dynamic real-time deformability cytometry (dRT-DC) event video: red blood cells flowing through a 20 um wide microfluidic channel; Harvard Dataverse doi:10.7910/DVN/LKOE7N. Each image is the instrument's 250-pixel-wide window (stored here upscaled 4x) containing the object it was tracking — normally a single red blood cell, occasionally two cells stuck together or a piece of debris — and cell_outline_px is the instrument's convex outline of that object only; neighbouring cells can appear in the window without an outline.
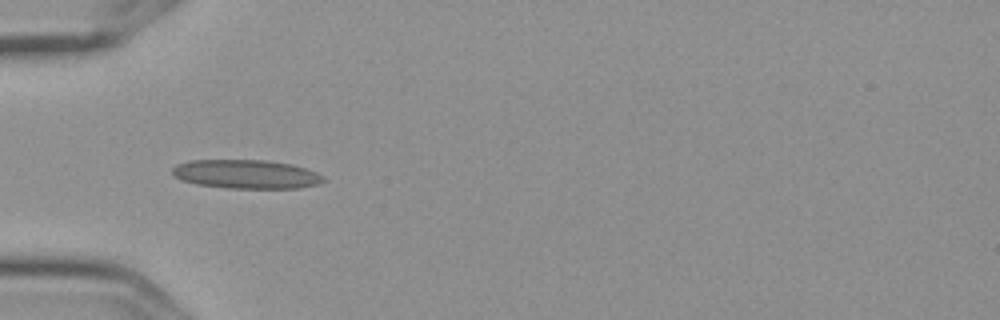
{"species": "Egyptian fruit bat (a non-hibernating species)", "species_latin": "Rousettus aegyptiacus", "temperature_condition": "cold", "stored_images_in_passage": 5, "camera_frame_rate_fps": 3000, "um_per_image_px": 0.085, "frame": {"image": 1, "passage_image": 4, "time_ms": 1.0, "image_size_px": [1000, 320], "cell_outline_px": [[324, 180], [316, 184], [300, 188], [228, 188], [196, 184], [180, 180], [172, 176], [172, 168], [176, 164], [188, 160], [264, 160], [292, 164], [316, 172], [324, 176]], "centroid_in_image_um": [20.86, 14.8], "position_along_channel_um": 64.1, "area_um2": 25.49}}
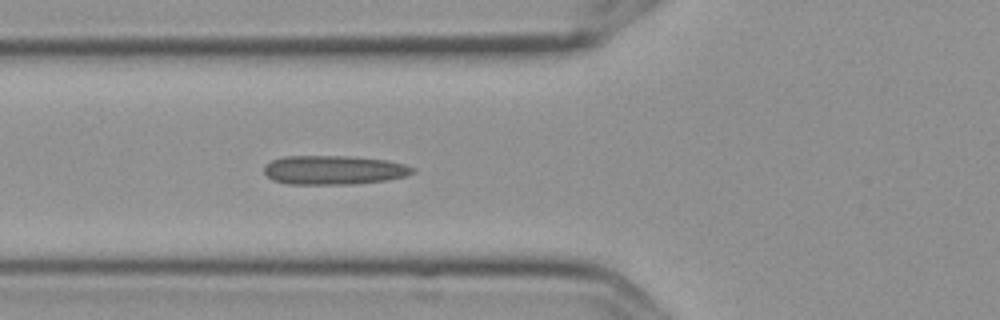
{"frame": {"image": 2, "passage_image": 5, "time_ms": 1.333, "image_size_px": [1000, 320], "cell_outline_px": [[416, 172], [404, 176], [384, 180], [356, 184], [288, 184], [272, 180], [264, 172], [264, 168], [272, 160], [284, 156], [352, 156], [388, 160], [404, 164], [416, 168]], "centroid_in_image_um": [28.4, 14.45], "position_along_channel_um": 97.4, "area_um2": 25.2}}